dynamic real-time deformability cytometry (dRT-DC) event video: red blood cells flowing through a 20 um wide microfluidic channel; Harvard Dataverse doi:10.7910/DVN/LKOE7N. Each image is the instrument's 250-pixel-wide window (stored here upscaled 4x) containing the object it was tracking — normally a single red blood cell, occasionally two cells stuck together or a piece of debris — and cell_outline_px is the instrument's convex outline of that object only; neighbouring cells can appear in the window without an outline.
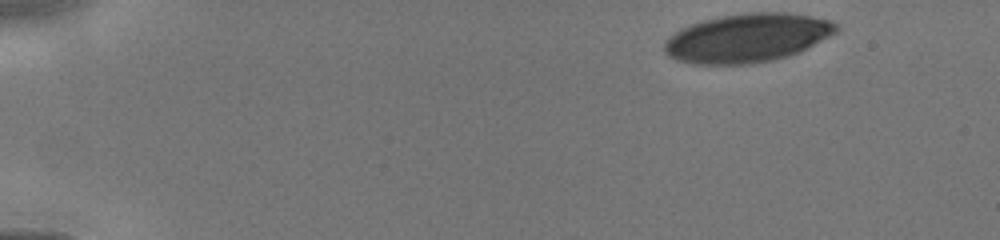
{"species": "human", "species_latin": "Homo sapiens", "temperature_condition": "cold", "stored_images_in_passage": 13, "camera_frame_rate_fps": 3000, "um_per_image_px": 0.085, "donor": {"sex": "male"}, "frame": {"image": 1, "passage_image": 1, "time_ms": 0.0, "image_size_px": [1000, 240], "cell_outline_px": [[840, 28], [836, 32], [788, 56], [772, 60], [748, 64], [692, 64], [676, 60], [668, 56], [664, 52], [664, 40], [668, 36], [680, 28], [704, 20], [724, 16], [748, 12], [788, 12], [828, 20], [840, 24]], "centroid_in_image_um": [63.46, 3.22], "position_along_channel_um": 21.5, "area_um2": 48.49}}
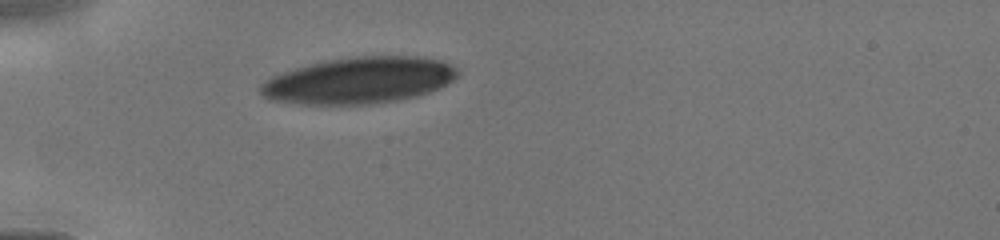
{"frame": {"image": 2, "passage_image": 11, "time_ms": 3.0, "image_size_px": [1000, 240], "cell_outline_px": [[456, 76], [452, 80], [428, 92], [416, 96], [400, 100], [368, 104], [300, 104], [268, 100], [260, 92], [260, 84], [272, 76], [308, 64], [324, 60], [352, 56], [420, 56], [440, 60], [456, 68]], "centroid_in_image_um": [30.47, 6.83], "position_along_channel_um": 54.5, "area_um2": 53.12}}